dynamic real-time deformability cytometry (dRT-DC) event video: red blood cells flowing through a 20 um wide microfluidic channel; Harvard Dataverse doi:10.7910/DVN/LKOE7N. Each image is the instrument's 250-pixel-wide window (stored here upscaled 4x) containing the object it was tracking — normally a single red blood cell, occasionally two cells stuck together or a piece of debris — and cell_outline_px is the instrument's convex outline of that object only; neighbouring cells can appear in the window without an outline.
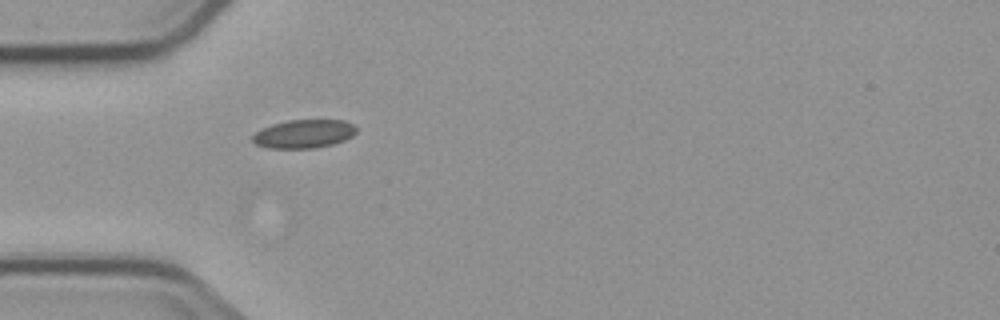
{"species": "common noctule bat (a hibernating species)", "species_latin": "Nyctalus noctula", "temperature_condition": "cold", "stored_images_in_passage": 3, "camera_frame_rate_fps": 3000, "um_per_image_px": 0.085, "animal": {"sex": "male", "body_mass_g": 23.1, "forearm_length_mm": 52.7}, "frame": {"image": 1, "passage_image": 3, "time_ms": 3.667, "image_size_px": [1000, 320], "cell_outline_px": [[356, 132], [352, 136], [344, 140], [332, 144], [316, 148], [268, 148], [256, 144], [252, 140], [252, 136], [256, 132], [272, 124], [288, 120], [344, 120], [352, 124], [356, 128]], "centroid_in_image_um": [25.83, 11.38], "position_along_channel_um": 59.2, "area_um2": 17.11}}